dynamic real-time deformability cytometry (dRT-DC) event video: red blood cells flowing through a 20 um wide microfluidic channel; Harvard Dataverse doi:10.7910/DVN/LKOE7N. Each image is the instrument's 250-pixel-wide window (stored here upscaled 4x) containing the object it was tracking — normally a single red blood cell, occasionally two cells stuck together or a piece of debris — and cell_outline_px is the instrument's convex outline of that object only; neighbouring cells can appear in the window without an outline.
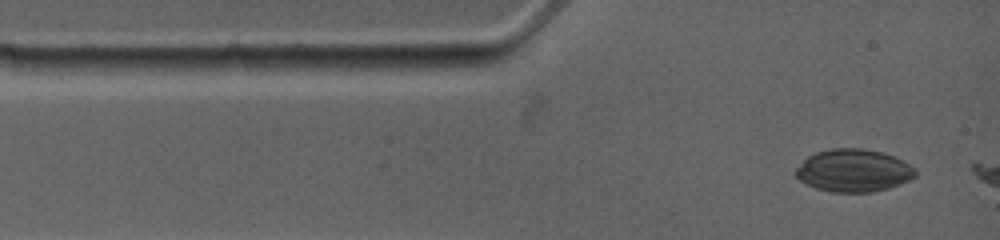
{"species": "common noctule bat (a hibernating species)", "species_latin": "Nyctalus noctula", "temperature_condition": "warm", "stored_images_in_passage": 5, "camera_frame_rate_fps": 4500, "um_per_image_px": 0.085, "animal": {"sex": "female", "body_mass_g": 19.0, "forearm_length_mm": 53.3}, "frame": {"image": 1, "passage_image": 1, "time_ms": 0.0, "image_size_px": [1000, 240], "cell_outline_px": [[916, 176], [900, 184], [888, 188], [872, 192], [832, 192], [816, 188], [800, 180], [792, 172], [808, 156], [816, 152], [832, 148], [860, 148], [880, 152], [892, 156], [916, 168]], "centroid_in_image_um": [72.53, 14.5], "position_along_channel_um": 12.5, "area_um2": 29.54}}